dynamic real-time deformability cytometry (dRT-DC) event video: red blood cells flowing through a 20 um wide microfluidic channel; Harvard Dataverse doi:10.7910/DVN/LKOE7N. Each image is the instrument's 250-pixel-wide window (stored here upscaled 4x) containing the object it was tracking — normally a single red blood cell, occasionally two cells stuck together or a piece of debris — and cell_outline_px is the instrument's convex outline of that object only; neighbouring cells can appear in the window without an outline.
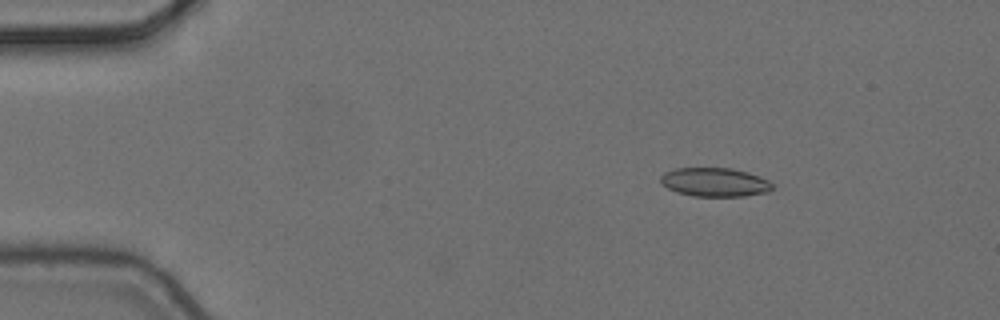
{"species": "common noctule bat (a hibernating species)", "species_latin": "Nyctalus noctula", "temperature_condition": "cold", "stored_images_in_passage": 4, "camera_frame_rate_fps": 3000, "um_per_image_px": 0.085, "animal": {"sex": "female", "body_mass_g": 24.6, "forearm_length_mm": 56.2}, "frame": {"image": 1, "passage_image": 2, "time_ms": 0.333, "image_size_px": [1000, 320], "cell_outline_px": [[772, 188], [768, 192], [744, 196], [692, 196], [676, 192], [668, 188], [660, 180], [660, 176], [664, 172], [676, 168], [732, 168], [748, 172], [768, 180], [772, 184]], "centroid_in_image_um": [60.74, 15.48], "position_along_channel_um": 24.3, "area_um2": 18.73}}